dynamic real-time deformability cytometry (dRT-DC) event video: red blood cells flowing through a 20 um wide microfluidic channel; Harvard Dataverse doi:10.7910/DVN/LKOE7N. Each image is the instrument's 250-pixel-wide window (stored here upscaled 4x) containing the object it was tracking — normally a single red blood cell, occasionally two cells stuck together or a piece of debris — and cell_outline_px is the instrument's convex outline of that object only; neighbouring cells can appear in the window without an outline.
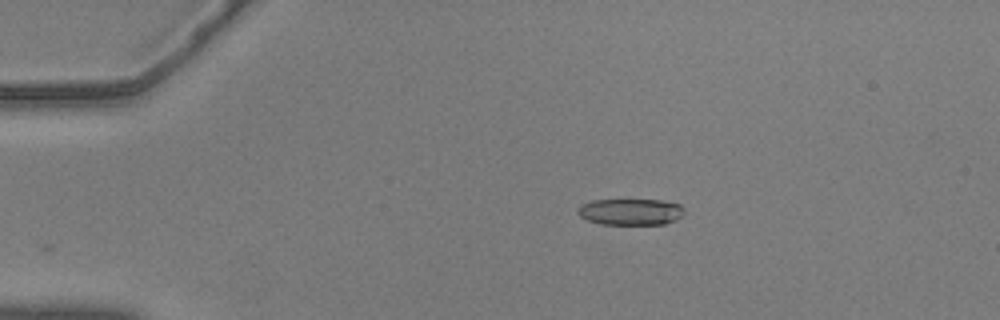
{"species": "common noctule bat (a hibernating species)", "species_latin": "Nyctalus noctula", "temperature_condition": "warm", "stored_images_in_passage": 43, "camera_frame_rate_fps": 3000, "um_per_image_px": 0.085, "animal": {"sex": "male", "body_mass_g": 20.5, "forearm_length_mm": 52.5}, "frame": {"image": 1, "passage_image": 1, "time_ms": 0.0, "image_size_px": [1000, 320], "cell_outline_px": [[684, 216], [676, 220], [664, 224], [600, 224], [588, 220], [580, 216], [576, 212], [576, 208], [580, 204], [592, 200], [660, 200], [680, 204], [684, 208]], "centroid_in_image_um": [53.59, 18.0], "position_along_channel_um": 31.4, "area_um2": 16.59}}
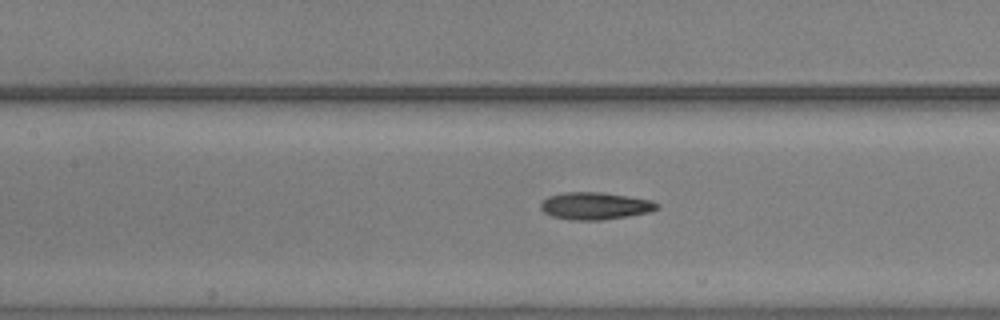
{"frame": {"image": 2, "passage_image": 16, "time_ms": 5.0, "image_size_px": [1000, 320], "cell_outline_px": [[660, 208], [648, 212], [628, 216], [600, 220], [572, 220], [552, 216], [544, 212], [540, 208], [540, 204], [548, 196], [568, 192], [600, 192], [628, 196], [652, 200], [660, 204]], "centroid_in_image_um": [50.61, 17.5], "position_along_channel_um": 156.8, "area_um2": 18.44}}
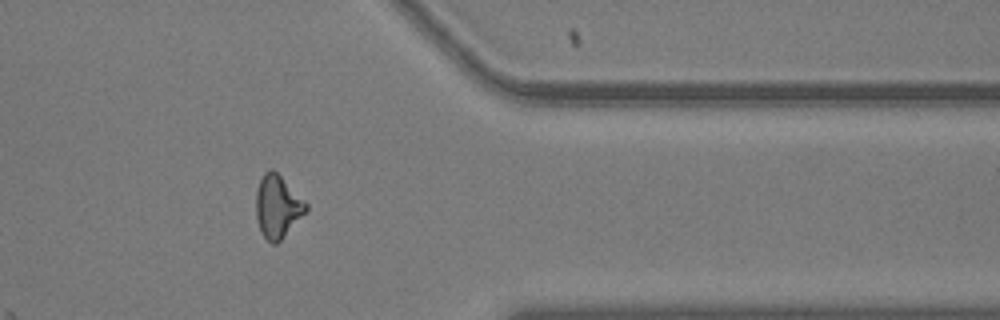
{"frame": {"image": 3, "passage_image": 36, "time_ms": 11.667, "image_size_px": [1000, 320], "cell_outline_px": [[308, 208], [280, 240], [276, 244], [272, 244], [264, 236], [256, 220], [256, 192], [260, 180], [264, 172], [268, 168], [272, 168], [308, 204]], "centroid_in_image_um": [23.56, 17.53], "position_along_channel_um": 387.8, "area_um2": 17.8}}